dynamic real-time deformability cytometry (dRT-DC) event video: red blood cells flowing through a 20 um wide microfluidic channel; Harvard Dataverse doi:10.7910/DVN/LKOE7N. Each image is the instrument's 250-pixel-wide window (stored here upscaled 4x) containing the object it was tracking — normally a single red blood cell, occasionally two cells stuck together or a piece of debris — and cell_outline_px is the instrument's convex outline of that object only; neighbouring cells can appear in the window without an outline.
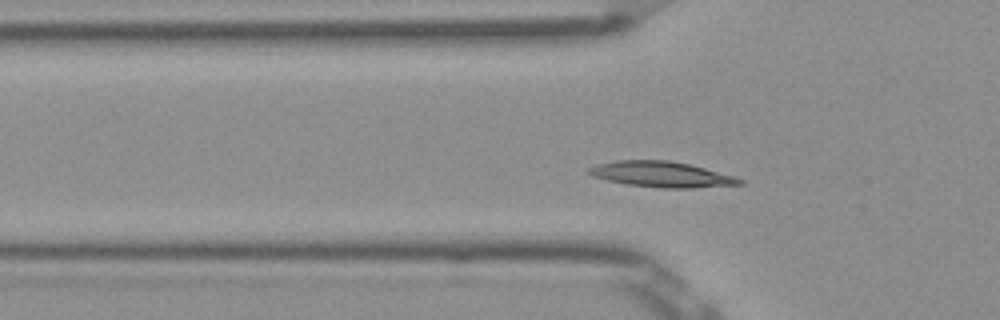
{"species": "Egyptian fruit bat (a non-hibernating species)", "species_latin": "Rousettus aegyptiacus", "temperature_condition": "room temperature", "stored_images_in_passage": 49, "camera_frame_rate_fps": 3000, "um_per_image_px": 0.085, "frame": {"image": 1, "passage_image": 12, "time_ms": 3.667, "image_size_px": [1000, 320], "cell_outline_px": [[744, 184], [692, 188], [660, 188], [628, 184], [608, 180], [592, 176], [584, 172], [588, 168], [596, 164], [616, 160], [668, 160], [688, 164], [736, 176], [744, 180]], "centroid_in_image_um": [56.21, 14.82], "position_along_channel_um": 69.6, "area_um2": 22.6}}
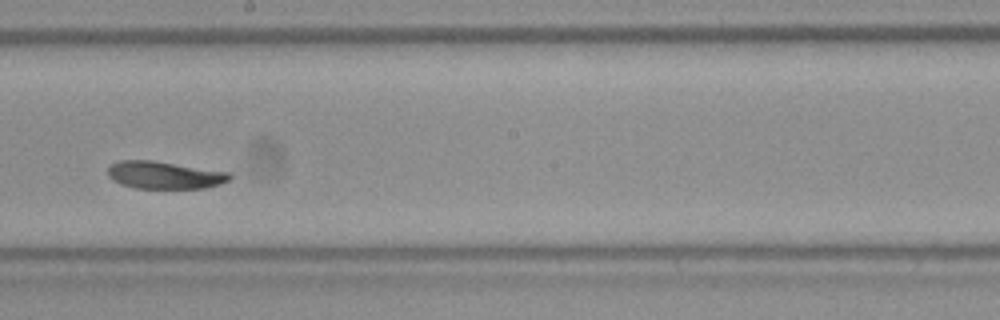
{"frame": {"image": 2, "passage_image": 25, "time_ms": 8.0, "image_size_px": [1000, 320], "cell_outline_px": [[232, 176], [228, 180], [220, 184], [204, 188], [136, 188], [120, 184], [112, 180], [108, 176], [108, 168], [112, 164], [120, 160], [152, 160], [228, 172]], "centroid_in_image_um": [13.94, 14.88], "position_along_channel_um": 234.3, "area_um2": 19.36}}
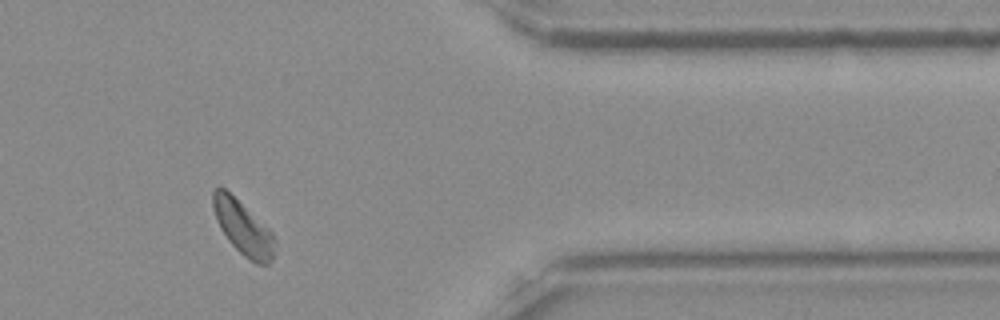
{"frame": {"image": 3, "passage_image": 39, "time_ms": 12.667, "image_size_px": [1000, 320], "cell_outline_px": [[276, 240], [272, 260], [268, 264], [256, 264], [244, 256], [228, 240], [220, 228], [216, 220], [212, 208], [212, 192], [216, 188], [224, 188], [268, 228], [272, 232]], "centroid_in_image_um": [20.65, 19.38], "position_along_channel_um": 390.7, "area_um2": 19.13}, "authors_computed_cell_mechanics": {"area_um2": 19.7098, "velocity_mm_per_s": 3.8089, "shape_relaxation_time_tau1_ms": 9.9646, "shape_relaxation_time_tau2_ms": 4.2201, "deformation_change_tau1": 0.2032, "deformation_change_tau2": 0.071}}